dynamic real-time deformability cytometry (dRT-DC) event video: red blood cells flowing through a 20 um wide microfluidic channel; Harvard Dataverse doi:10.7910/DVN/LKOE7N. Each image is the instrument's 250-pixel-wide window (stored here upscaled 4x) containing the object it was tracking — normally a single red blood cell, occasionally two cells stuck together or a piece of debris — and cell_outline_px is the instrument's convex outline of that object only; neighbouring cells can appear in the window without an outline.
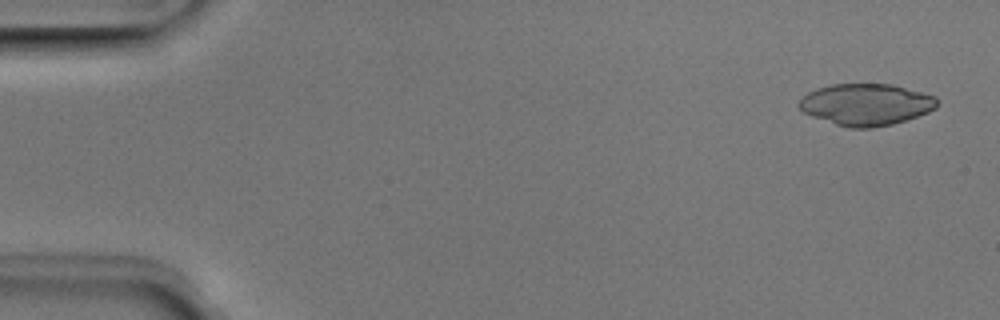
{"species": "Egyptian fruit bat (a non-hibernating species)", "species_latin": "Rousettus aegyptiacus", "temperature_condition": "room temperature", "stored_images_in_passage": 49, "camera_frame_rate_fps": 3000, "um_per_image_px": 0.085, "animal": {"sex": "male"}, "frame": {"image": 1, "passage_image": 2, "time_ms": 0.333, "image_size_px": [1000, 320], "cell_outline_px": [[940, 104], [936, 108], [928, 112], [892, 124], [872, 128], [848, 128], [812, 116], [804, 112], [796, 104], [808, 92], [816, 88], [832, 84], [892, 84], [936, 96]], "centroid_in_image_um": [73.62, 8.87], "position_along_channel_um": 11.4, "area_um2": 33.52}}